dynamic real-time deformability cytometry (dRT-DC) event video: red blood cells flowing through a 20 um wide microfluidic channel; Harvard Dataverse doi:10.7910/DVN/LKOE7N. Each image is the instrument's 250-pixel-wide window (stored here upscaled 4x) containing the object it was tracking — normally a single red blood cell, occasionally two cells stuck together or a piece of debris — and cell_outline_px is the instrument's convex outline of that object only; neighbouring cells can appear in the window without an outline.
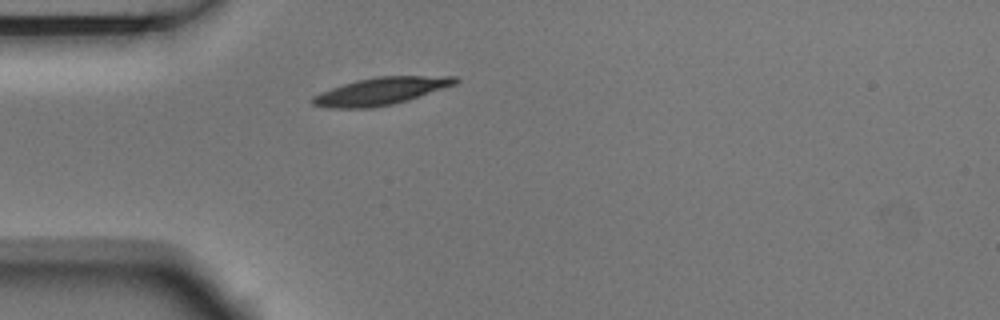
{"species": "Egyptian fruit bat (a non-hibernating species)", "species_latin": "Rousettus aegyptiacus", "temperature_condition": "room temperature", "stored_images_in_passage": 1, "camera_frame_rate_fps": 3000, "um_per_image_px": 0.085, "animal": {"sex": "male"}, "frame": {"image": 1, "passage_image": 1, "time_ms": 0.0, "image_size_px": [1000, 320], "cell_outline_px": [[460, 80], [456, 84], [408, 100], [392, 104], [372, 108], [328, 108], [312, 104], [312, 96], [320, 92], [356, 80], [376, 76], [460, 76]], "centroid_in_image_um": [32.39, 7.74], "position_along_channel_um": 52.6, "area_um2": 22.77}}